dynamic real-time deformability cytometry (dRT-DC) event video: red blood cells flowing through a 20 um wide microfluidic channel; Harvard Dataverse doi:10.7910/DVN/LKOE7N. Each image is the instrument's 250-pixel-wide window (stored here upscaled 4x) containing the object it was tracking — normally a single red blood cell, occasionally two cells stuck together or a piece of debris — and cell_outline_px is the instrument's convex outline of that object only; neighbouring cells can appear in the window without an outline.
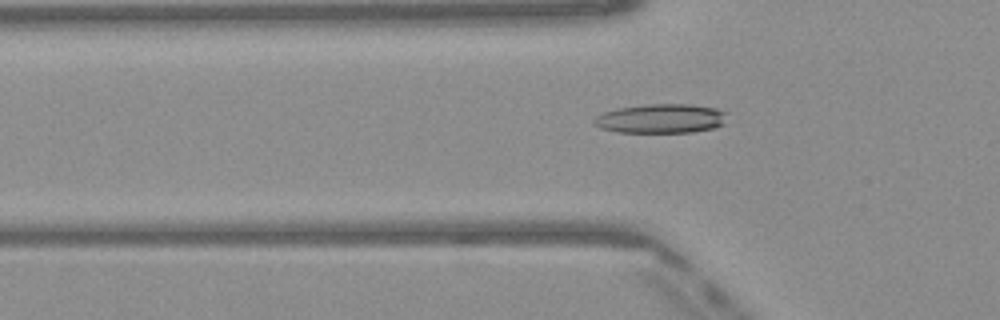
{"species": "Egyptian fruit bat (a non-hibernating species)", "species_latin": "Rousettus aegyptiacus", "temperature_condition": "warm", "stored_images_in_passage": 35, "camera_frame_rate_fps": 3000, "um_per_image_px": 0.085, "frame": {"image": 1, "passage_image": 2, "time_ms": 0.333, "image_size_px": [1000, 320], "cell_outline_px": [[728, 112], [724, 124], [712, 128], [692, 132], [616, 132], [600, 128], [592, 120], [596, 116], [604, 112], [616, 108], [648, 104], [688, 104], [716, 108]], "centroid_in_image_um": [56.19, 10.07], "position_along_channel_um": 69.6, "area_um2": 22.72}}
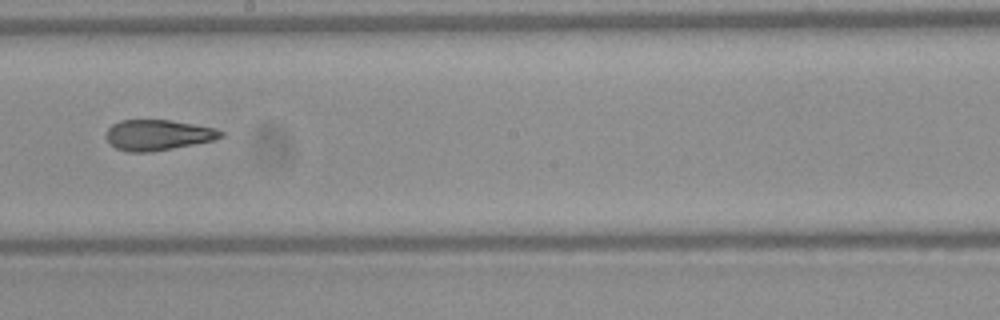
{"frame": {"image": 2, "passage_image": 14, "time_ms": 4.333, "image_size_px": [1000, 320], "cell_outline_px": [[224, 136], [216, 140], [152, 152], [128, 152], [116, 148], [104, 136], [108, 128], [112, 124], [120, 120], [172, 120], [216, 128], [224, 132]], "centroid_in_image_um": [13.45, 11.47], "position_along_channel_um": 234.8, "area_um2": 20.63}}
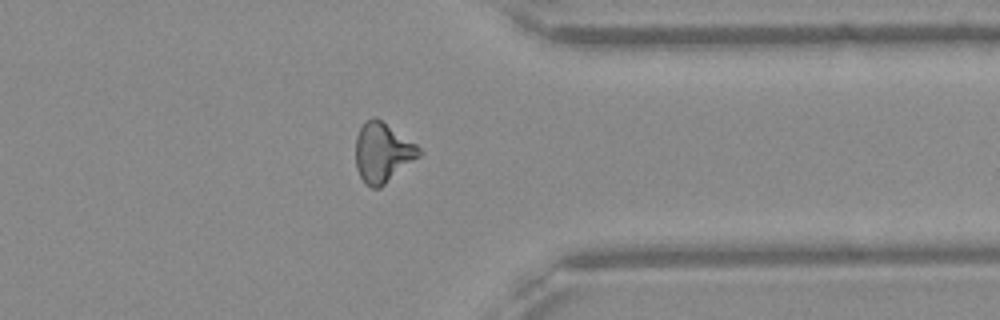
{"frame": {"image": 3, "passage_image": 25, "time_ms": 8.0, "image_size_px": [1000, 320], "cell_outline_px": [[424, 152], [420, 156], [380, 188], [372, 188], [364, 184], [356, 168], [356, 136], [360, 128], [372, 116], [376, 116], [416, 144]], "centroid_in_image_um": [32.52, 12.97], "position_along_channel_um": 378.9, "area_um2": 22.08}, "authors_computed_cell_mechanics": {"area_um2": 20.9814, "velocity_mm_per_s": 4.1056, "shape_relaxation_time_tau1_ms": null, "shape_relaxation_time_tau2_ms": 2.651, "deformation_change_tau1": null, "deformation_change_tau2": 0.1142}}